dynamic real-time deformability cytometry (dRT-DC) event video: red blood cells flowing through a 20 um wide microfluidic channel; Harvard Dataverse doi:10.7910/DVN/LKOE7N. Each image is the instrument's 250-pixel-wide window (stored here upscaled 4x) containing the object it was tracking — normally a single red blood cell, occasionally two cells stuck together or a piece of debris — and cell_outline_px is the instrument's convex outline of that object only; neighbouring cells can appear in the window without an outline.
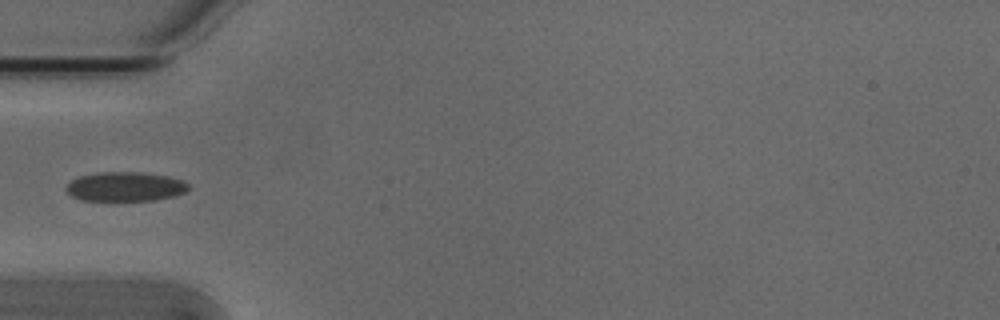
{"species": "Egyptian fruit bat (a non-hibernating species)", "species_latin": "Rousettus aegyptiacus", "temperature_condition": "cold", "stored_images_in_passage": 4, "camera_frame_rate_fps": 3000, "um_per_image_px": 0.085, "animal": {"sex": "male"}, "frame": {"image": 1, "passage_image": 4, "time_ms": 1.0, "image_size_px": [1000, 320], "cell_outline_px": [[192, 188], [176, 196], [156, 200], [80, 200], [72, 196], [64, 188], [76, 176], [100, 172], [140, 172], [168, 176], [184, 180]], "centroid_in_image_um": [10.67, 15.86], "position_along_channel_um": 74.3, "area_um2": 21.1}}